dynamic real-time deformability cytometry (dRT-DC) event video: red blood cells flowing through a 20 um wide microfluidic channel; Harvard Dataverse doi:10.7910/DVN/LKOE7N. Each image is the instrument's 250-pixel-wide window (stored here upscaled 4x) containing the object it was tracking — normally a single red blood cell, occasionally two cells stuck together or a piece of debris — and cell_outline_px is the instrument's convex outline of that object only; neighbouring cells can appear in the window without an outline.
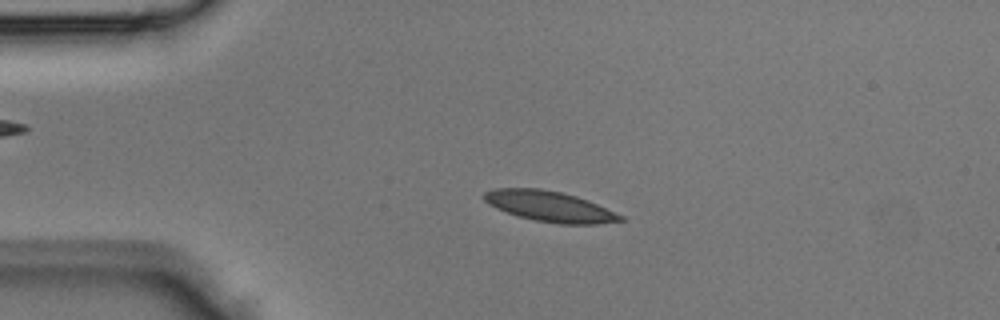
{"species": "Egyptian fruit bat (a non-hibernating species)", "species_latin": "Rousettus aegyptiacus", "temperature_condition": "room temperature", "stored_images_in_passage": 43, "camera_frame_rate_fps": 3000, "um_per_image_px": 0.085, "animal": {"sex": "male"}, "frame": {"image": 1, "passage_image": 9, "time_ms": 2.667, "image_size_px": [1000, 320], "cell_outline_px": [[624, 220], [596, 224], [560, 224], [536, 220], [516, 216], [496, 208], [488, 204], [484, 200], [484, 192], [496, 188], [540, 188], [560, 192], [576, 196], [588, 200], [624, 216]], "centroid_in_image_um": [46.71, 17.54], "position_along_channel_um": 38.3, "area_um2": 24.16}}
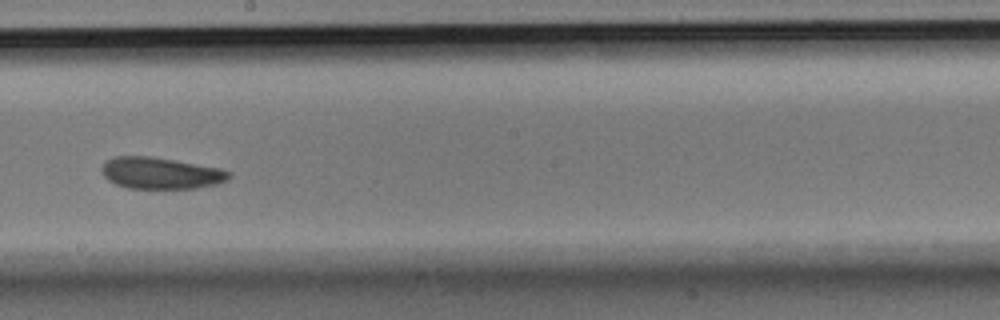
{"frame": {"image": 2, "passage_image": 24, "time_ms": 7.667, "image_size_px": [1000, 320], "cell_outline_px": [[232, 176], [228, 180], [216, 184], [196, 188], [128, 188], [116, 184], [108, 180], [104, 176], [100, 168], [112, 156], [152, 156], [220, 168], [232, 172]], "centroid_in_image_um": [13.68, 14.71], "position_along_channel_um": 234.5, "area_um2": 23.47}}
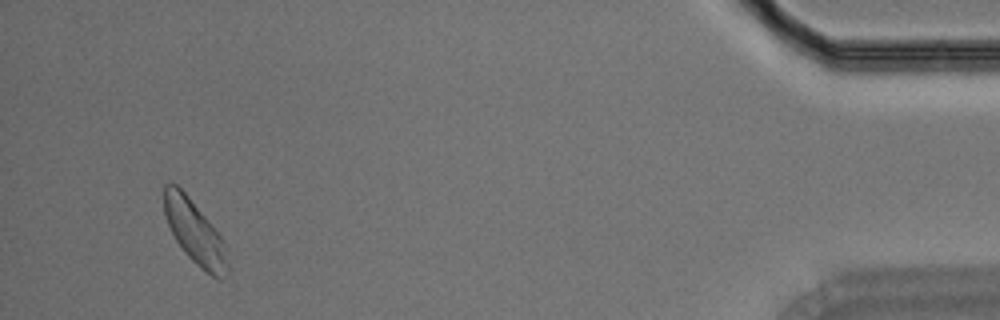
{"frame": {"image": 3, "passage_image": 41, "time_ms": 13.333, "image_size_px": [1000, 320], "cell_outline_px": [[228, 276], [220, 280], [212, 276], [196, 264], [184, 252], [176, 240], [168, 224], [164, 212], [164, 184], [176, 184], [188, 196], [220, 236], [224, 244], [228, 264]], "centroid_in_image_um": [16.56, 19.78], "position_along_channel_um": 418.6, "area_um2": 23.0}}